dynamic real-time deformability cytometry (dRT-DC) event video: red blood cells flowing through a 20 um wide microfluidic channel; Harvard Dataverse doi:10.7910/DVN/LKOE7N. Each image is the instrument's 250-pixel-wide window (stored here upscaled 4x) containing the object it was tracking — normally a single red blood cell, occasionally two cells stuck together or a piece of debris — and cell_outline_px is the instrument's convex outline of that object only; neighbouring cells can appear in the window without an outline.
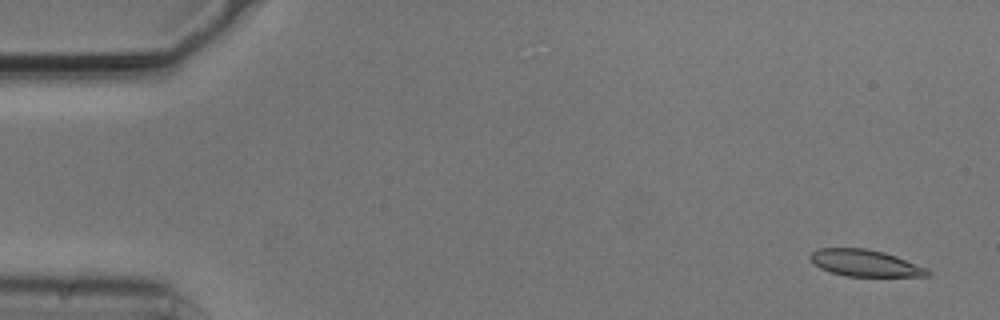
{"species": "common noctule bat (a hibernating species)", "species_latin": "Nyctalus noctula", "temperature_condition": "cold", "stored_images_in_passage": 4, "camera_frame_rate_fps": 3000, "um_per_image_px": 0.085, "animal": {"sex": "male", "body_mass_g": 20.5, "forearm_length_mm": 52.5}, "frame": {"image": 1, "passage_image": 1, "time_ms": 0.0, "image_size_px": [1000, 320], "cell_outline_px": [[932, 272], [928, 276], [848, 276], [832, 272], [820, 268], [812, 264], [808, 256], [812, 252], [820, 248], [864, 248], [884, 252], [896, 256], [928, 268]], "centroid_in_image_um": [73.53, 22.36], "position_along_channel_um": 11.5, "area_um2": 18.26}}
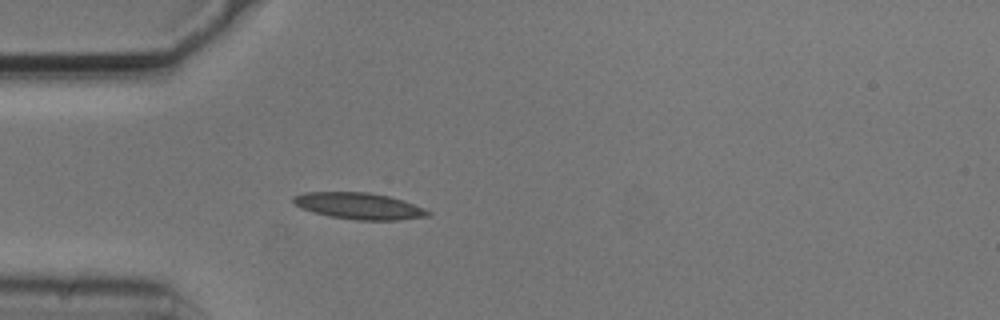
{"frame": {"image": 2, "passage_image": 4, "time_ms": 1.0, "image_size_px": [1000, 320], "cell_outline_px": [[432, 216], [396, 220], [356, 220], [328, 216], [304, 208], [296, 204], [292, 200], [296, 196], [304, 192], [368, 192], [388, 196], [424, 208], [432, 212]], "centroid_in_image_um": [30.58, 17.51], "position_along_channel_um": 54.4, "area_um2": 20.46}}